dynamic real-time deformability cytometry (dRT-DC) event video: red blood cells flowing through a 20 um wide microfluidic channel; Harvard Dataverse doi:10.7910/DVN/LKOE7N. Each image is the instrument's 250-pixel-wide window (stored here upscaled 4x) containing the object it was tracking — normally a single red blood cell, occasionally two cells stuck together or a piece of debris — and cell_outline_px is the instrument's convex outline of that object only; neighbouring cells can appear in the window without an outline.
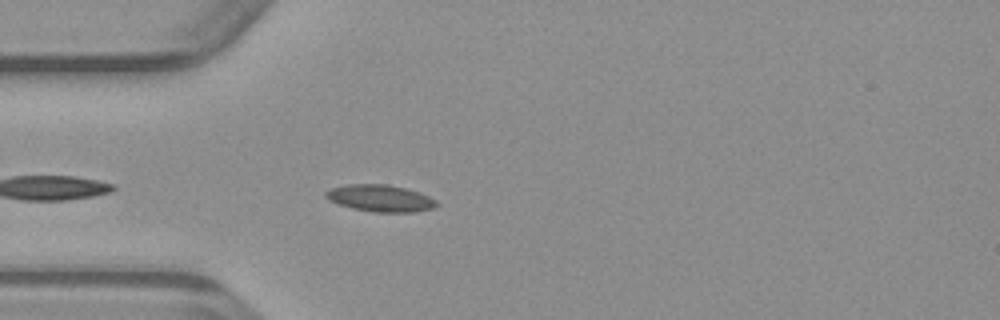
{"species": "common noctule bat (a hibernating species)", "species_latin": "Nyctalus noctula", "temperature_condition": "warm", "stored_images_in_passage": 24, "camera_frame_rate_fps": 3000, "um_per_image_px": 0.085, "animal": {"sex": "male", "body_mass_g": 23.1, "forearm_length_mm": 52.7}, "frame": {"image": 1, "passage_image": 3, "time_ms": 0.667, "image_size_px": [1000, 320], "cell_outline_px": [[440, 204], [432, 208], [412, 212], [372, 212], [352, 208], [328, 200], [324, 196], [324, 192], [332, 188], [348, 184], [388, 184], [404, 188], [428, 196], [436, 200]], "centroid_in_image_um": [32.3, 16.85], "position_along_channel_um": 52.7, "area_um2": 17.22}}
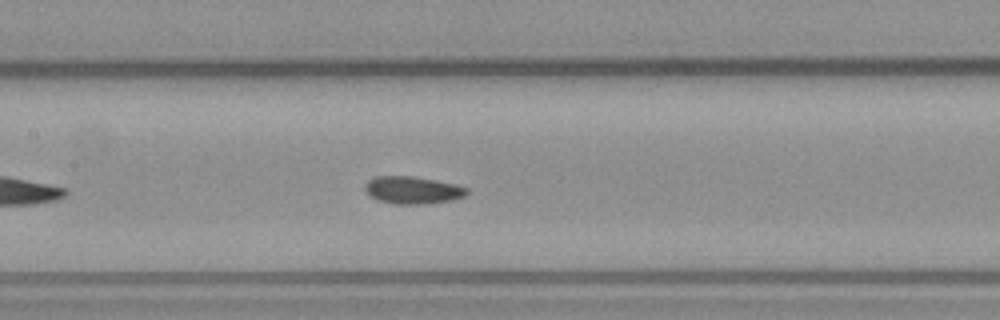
{"frame": {"image": 2, "passage_image": 12, "time_ms": 3.667, "image_size_px": [1000, 320], "cell_outline_px": [[468, 192], [464, 196], [452, 200], [428, 204], [392, 204], [380, 200], [372, 196], [364, 188], [364, 184], [368, 180], [376, 176], [412, 176], [436, 180], [456, 184], [468, 188]], "centroid_in_image_um": [35.1, 16.15], "position_along_channel_um": 172.3, "area_um2": 16.3}}
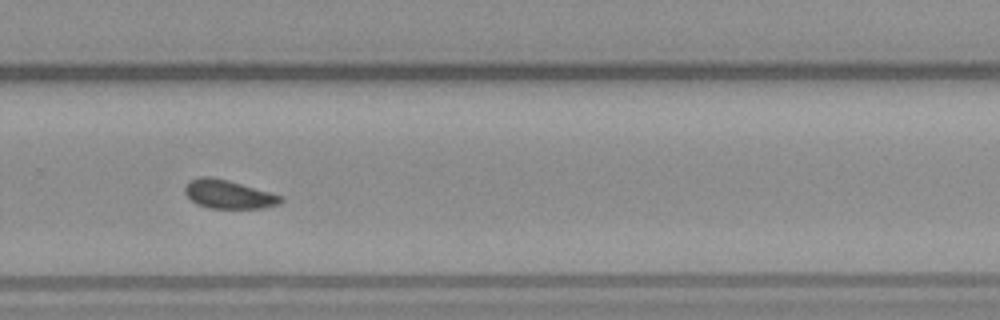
{"frame": {"image": 3, "passage_image": 22, "time_ms": 7.0, "image_size_px": [1000, 320], "cell_outline_px": [[284, 200], [280, 204], [260, 208], [208, 208], [196, 204], [184, 192], [184, 188], [192, 180], [200, 176], [208, 176], [228, 180], [272, 192], [280, 196]], "centroid_in_image_um": [19.44, 16.52], "position_along_channel_um": 310.4, "area_um2": 15.9}}